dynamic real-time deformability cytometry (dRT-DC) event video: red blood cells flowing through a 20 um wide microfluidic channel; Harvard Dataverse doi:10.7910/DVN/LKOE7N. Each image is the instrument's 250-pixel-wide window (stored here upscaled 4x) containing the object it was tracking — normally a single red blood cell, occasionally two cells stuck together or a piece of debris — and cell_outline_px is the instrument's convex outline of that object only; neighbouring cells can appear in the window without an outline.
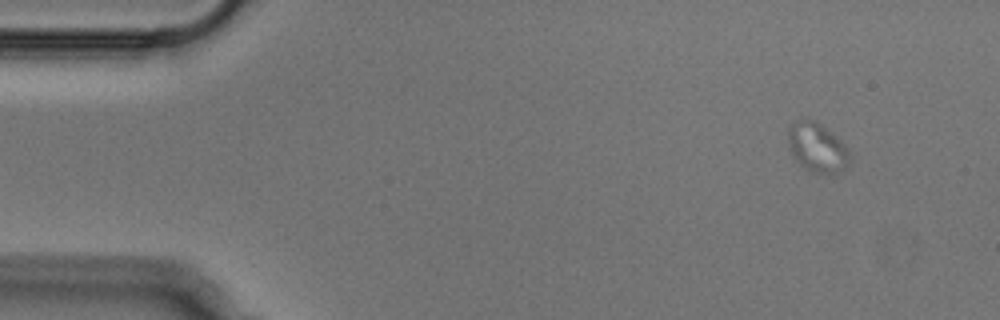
{"species": "Egyptian fruit bat (a non-hibernating species)", "species_latin": "Rousettus aegyptiacus", "temperature_condition": "cold", "stored_images_in_passage": 26, "camera_frame_rate_fps": 3000, "um_per_image_px": 0.085, "animal": {"sex": "male"}, "frame": {"image": 1, "passage_image": 1, "time_ms": 0.0, "image_size_px": [1000, 320], "cell_outline_px": [[852, 160], [836, 176], [832, 176], [812, 172], [804, 168], [792, 156], [788, 140], [788, 128], [800, 116], [804, 116], [816, 120], [840, 140], [844, 144], [852, 156]], "centroid_in_image_um": [69.47, 12.54], "position_along_channel_um": 15.5, "area_um2": 18.32}}
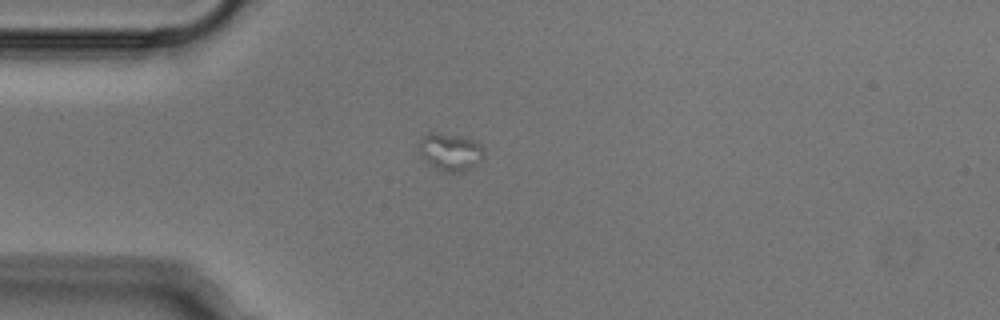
{"frame": {"image": 2, "passage_image": 11, "time_ms": 3.333, "image_size_px": [1000, 320], "cell_outline_px": [[484, 156], [476, 164], [464, 172], [452, 176], [448, 176], [432, 168], [428, 164], [420, 152], [420, 140], [428, 132], [436, 132], [460, 136], [476, 140], [484, 148]], "centroid_in_image_um": [38.29, 12.98], "position_along_channel_um": 46.7, "area_um2": 14.8}}